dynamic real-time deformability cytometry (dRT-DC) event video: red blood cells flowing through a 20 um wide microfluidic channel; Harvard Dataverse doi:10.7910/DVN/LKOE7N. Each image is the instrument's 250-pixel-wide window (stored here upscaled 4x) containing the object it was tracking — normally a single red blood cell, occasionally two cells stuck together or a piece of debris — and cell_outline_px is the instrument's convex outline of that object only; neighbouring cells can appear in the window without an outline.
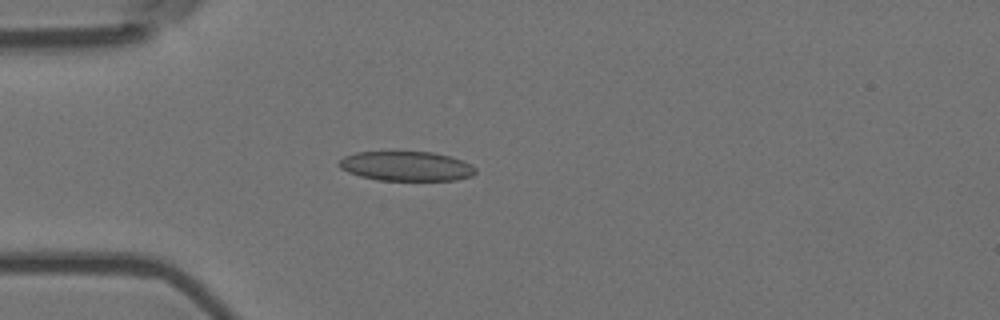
{"species": "Egyptian fruit bat (a non-hibernating species)", "species_latin": "Rousettus aegyptiacus", "temperature_condition": "room temperature", "stored_images_in_passage": 3, "camera_frame_rate_fps": 3000, "um_per_image_px": 0.085, "animal": {"sex": "female"}, "frame": {"image": 1, "passage_image": 3, "time_ms": 0.667, "image_size_px": [1000, 320], "cell_outline_px": [[476, 172], [472, 176], [456, 180], [376, 180], [360, 176], [348, 172], [340, 168], [336, 164], [344, 156], [356, 152], [432, 152], [448, 156], [460, 160], [476, 168]], "centroid_in_image_um": [34.49, 14.13], "position_along_channel_um": 50.5, "area_um2": 23.41}}